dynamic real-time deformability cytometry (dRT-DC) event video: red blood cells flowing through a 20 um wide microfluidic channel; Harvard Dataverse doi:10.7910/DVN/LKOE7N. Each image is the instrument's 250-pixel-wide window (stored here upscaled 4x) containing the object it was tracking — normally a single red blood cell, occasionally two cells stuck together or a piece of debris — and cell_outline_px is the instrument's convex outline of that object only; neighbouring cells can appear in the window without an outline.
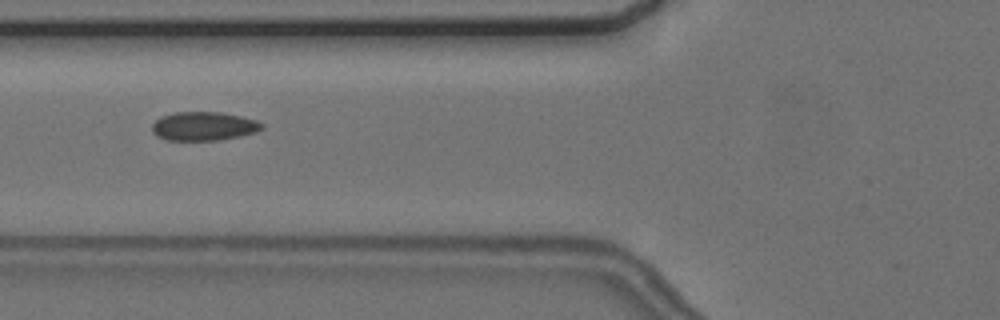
{"species": "common noctule bat (a hibernating species)", "species_latin": "Nyctalus noctula", "temperature_condition": "cold", "stored_images_in_passage": 8, "camera_frame_rate_fps": 3000, "um_per_image_px": 0.085, "animal": {"sex": "female", "body_mass_g": 24.6, "forearm_length_mm": 56.2}, "frame": {"image": 1, "passage_image": 4, "time_ms": 3.667, "image_size_px": [1000, 320], "cell_outline_px": [[264, 128], [256, 132], [240, 136], [216, 140], [168, 140], [156, 136], [152, 132], [152, 124], [160, 116], [172, 112], [224, 112], [256, 120], [264, 124]], "centroid_in_image_um": [17.3, 10.72], "position_along_channel_um": 108.5, "area_um2": 18.55}}